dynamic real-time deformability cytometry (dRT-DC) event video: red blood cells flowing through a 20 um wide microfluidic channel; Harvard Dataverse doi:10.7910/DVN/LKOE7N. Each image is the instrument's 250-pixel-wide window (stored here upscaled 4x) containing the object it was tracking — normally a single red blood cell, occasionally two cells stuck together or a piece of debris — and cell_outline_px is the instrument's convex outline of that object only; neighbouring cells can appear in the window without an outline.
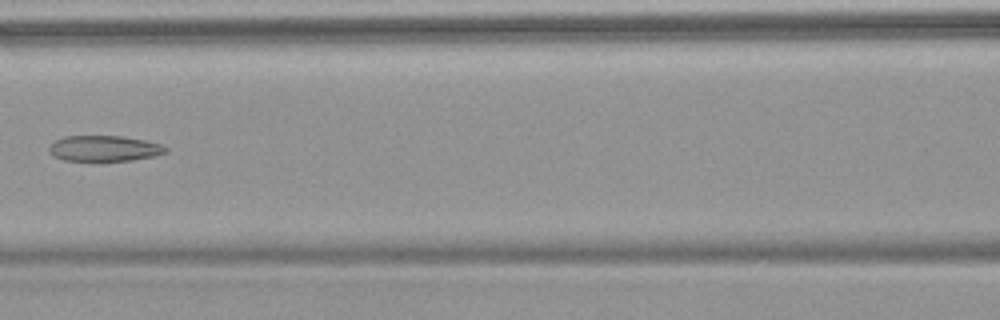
{"species": "common noctule bat (a hibernating species)", "species_latin": "Nyctalus noctula", "temperature_condition": "warm", "stored_images_in_passage": 7, "camera_frame_rate_fps": 3000, "um_per_image_px": 0.085, "animal": {"sex": "female", "body_mass_g": 18.4}, "frame": {"image": 1, "passage_image": 7, "time_ms": 7.0, "image_size_px": [1000, 320], "cell_outline_px": [[168, 152], [156, 156], [132, 160], [64, 160], [52, 156], [48, 148], [56, 140], [64, 136], [120, 136], [144, 140], [160, 144], [168, 148]], "centroid_in_image_um": [8.88, 12.61], "position_along_channel_um": 157.7, "area_um2": 17.34}}